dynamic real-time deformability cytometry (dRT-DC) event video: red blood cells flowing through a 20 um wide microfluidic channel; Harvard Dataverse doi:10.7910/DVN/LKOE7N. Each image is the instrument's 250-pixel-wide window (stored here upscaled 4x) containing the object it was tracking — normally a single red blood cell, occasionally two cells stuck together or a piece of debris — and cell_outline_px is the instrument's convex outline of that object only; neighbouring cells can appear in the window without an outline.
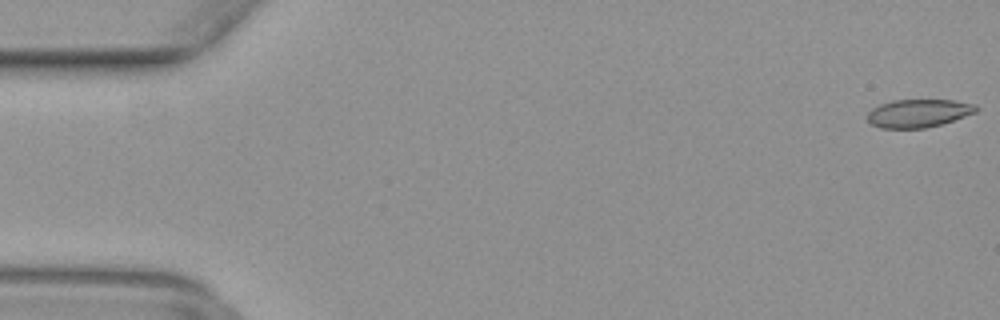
{"species": "common noctule bat (a hibernating species)", "species_latin": "Nyctalus noctula", "temperature_condition": "warm", "stored_images_in_passage": 50, "camera_frame_rate_fps": 3000, "um_per_image_px": 0.085, "animal": {"sex": "female", "body_mass_g": 29.2, "forearm_length_mm": 56.3}, "frame": {"image": 1, "passage_image": 1, "time_ms": 0.0, "image_size_px": [1000, 320], "cell_outline_px": [[980, 108], [976, 112], [940, 124], [924, 128], [880, 128], [872, 124], [868, 120], [868, 112], [872, 108], [880, 104], [892, 100], [952, 100], [976, 104]], "centroid_in_image_um": [78.07, 9.61], "position_along_channel_um": 6.9, "area_um2": 17.69}}
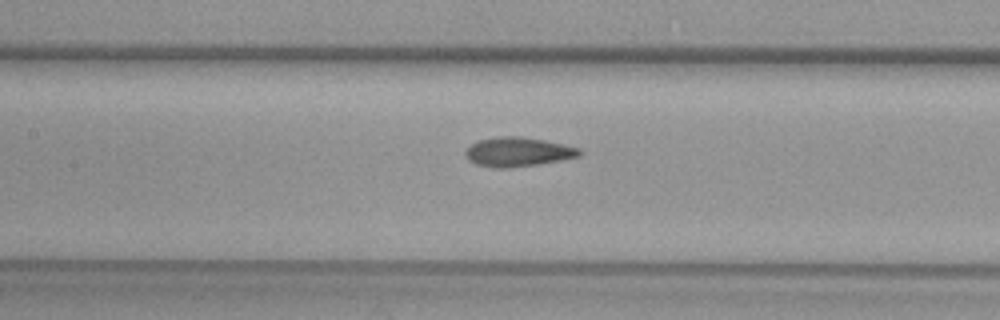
{"frame": {"image": 2, "passage_image": 23, "time_ms": 7.333, "image_size_px": [1000, 320], "cell_outline_px": [[580, 156], [560, 160], [512, 168], [492, 168], [476, 164], [468, 160], [464, 152], [472, 144], [480, 140], [500, 136], [520, 136], [544, 140], [564, 144], [580, 148]], "centroid_in_image_um": [44.01, 12.91], "position_along_channel_um": 163.4, "area_um2": 19.36}}
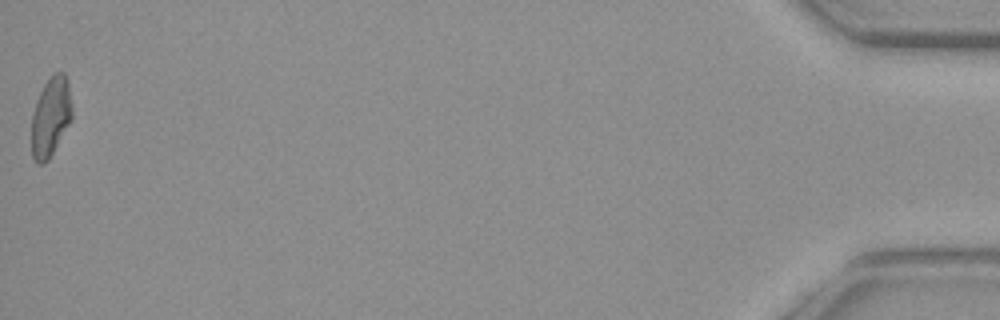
{"frame": {"image": 3, "passage_image": 50, "time_ms": 16.333, "image_size_px": [1000, 320], "cell_outline_px": [[72, 120], [48, 160], [44, 164], [36, 164], [32, 156], [32, 112], [36, 100], [44, 84], [52, 72], [64, 72], [68, 80], [72, 104]], "centroid_in_image_um": [4.32, 9.9], "position_along_channel_um": 430.9, "area_um2": 19.07}}